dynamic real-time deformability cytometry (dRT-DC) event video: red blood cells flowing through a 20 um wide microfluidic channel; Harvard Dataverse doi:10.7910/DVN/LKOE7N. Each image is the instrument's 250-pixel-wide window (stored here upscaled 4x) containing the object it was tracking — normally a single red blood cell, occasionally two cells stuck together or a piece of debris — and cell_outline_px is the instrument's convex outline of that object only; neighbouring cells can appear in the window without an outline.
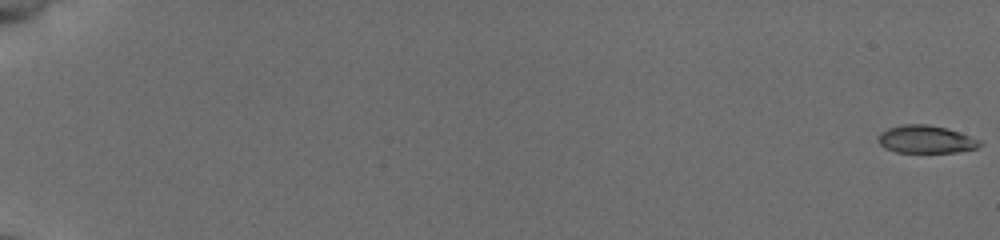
{"species": "common noctule bat (a hibernating species)", "species_latin": "Nyctalus noctula", "temperature_condition": "cold", "stored_images_in_passage": 56, "camera_frame_rate_fps": 3000, "um_per_image_px": 0.085, "animal": {"sex": "female", "body_mass_g": 19.5, "forearm_length_mm": 54.1}, "frame": {"image": 1, "passage_image": 1, "time_ms": 0.0, "image_size_px": [1000, 240], "cell_outline_px": [[980, 144], [976, 148], [956, 152], [896, 152], [884, 148], [876, 140], [880, 132], [888, 128], [904, 124], [928, 124], [948, 128], [980, 140]], "centroid_in_image_um": [78.65, 11.83], "position_along_channel_um": 6.4, "area_um2": 16.42}}
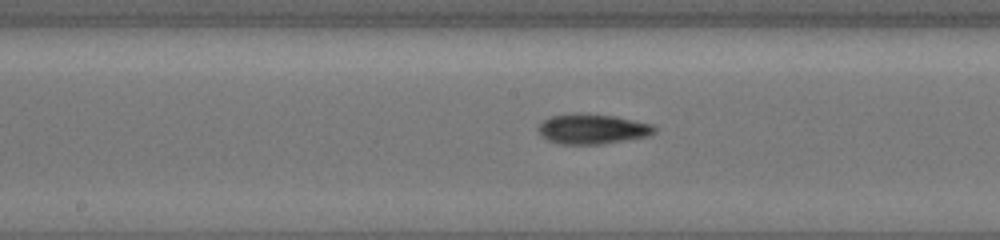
{"frame": {"image": 2, "passage_image": 32, "time_ms": 10.333, "image_size_px": [1000, 240], "cell_outline_px": [[656, 132], [652, 136], [628, 140], [600, 144], [560, 144], [548, 140], [540, 136], [536, 128], [544, 120], [552, 116], [576, 112], [616, 116], [652, 124], [656, 128]], "centroid_in_image_um": [50.37, 10.96], "position_along_channel_um": 197.8, "area_um2": 20.69}}
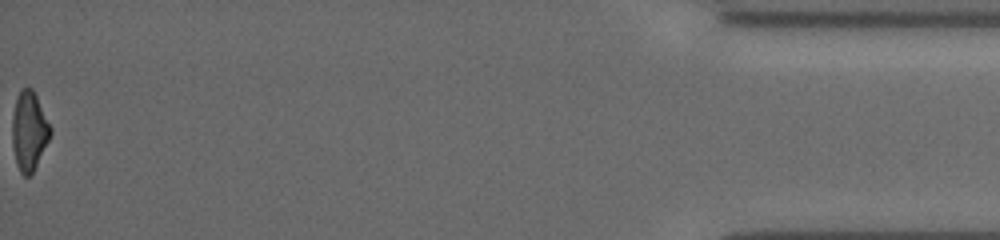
{"frame": {"image": 3, "passage_image": 56, "time_ms": 18.333, "image_size_px": [1000, 240], "cell_outline_px": [[52, 132], [32, 172], [28, 176], [24, 176], [20, 172], [16, 164], [12, 144], [12, 116], [16, 100], [20, 88], [32, 88], [52, 128]], "centroid_in_image_um": [2.45, 11.12], "position_along_channel_um": 432.7, "area_um2": 17.34}, "authors_computed_cell_mechanics": {"area_um2": 18.4382, "velocity_mm_per_s": 3.9439, "shape_relaxation_time_tau1_ms": 3.7114, "shape_relaxation_time_tau2_ms": 4.7115, "deformation_change_tau1": 0.1302, "deformation_change_tau2": 0.1088}}